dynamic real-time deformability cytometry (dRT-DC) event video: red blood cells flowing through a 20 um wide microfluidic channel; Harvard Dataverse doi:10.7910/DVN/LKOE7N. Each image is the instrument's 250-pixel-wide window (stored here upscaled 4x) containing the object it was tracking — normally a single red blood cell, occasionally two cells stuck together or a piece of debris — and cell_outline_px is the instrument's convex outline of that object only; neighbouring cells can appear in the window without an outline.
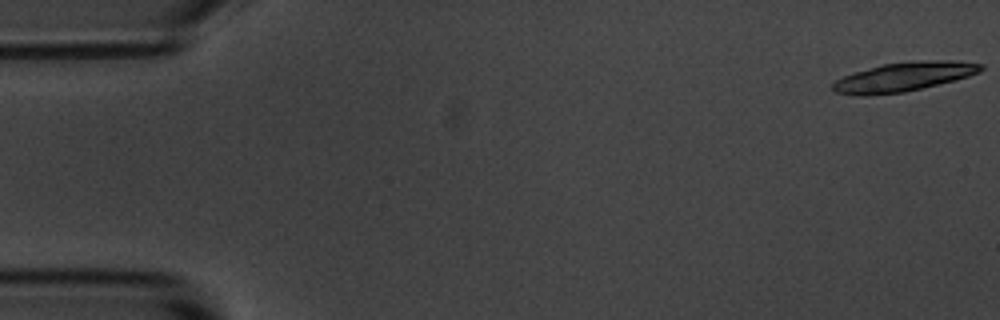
{"species": "common noctule bat (a hibernating species)", "species_latin": "Nyctalus noctula", "temperature_condition": "room temperature", "stored_images_in_passage": 20, "camera_frame_rate_fps": 3000, "um_per_image_px": 0.085, "animal": {"sex": "male", "body_mass_g": 20.1, "forearm_length_mm": 53.5}, "frame": {"image": 1, "passage_image": 1, "time_ms": 0.0, "image_size_px": [1000, 320], "cell_outline_px": [[984, 68], [980, 72], [956, 80], [904, 92], [868, 96], [856, 96], [836, 92], [832, 88], [832, 84], [836, 80], [844, 76], [880, 64], [928, 60], [944, 60], [984, 64]], "centroid_in_image_um": [76.81, 6.54], "position_along_channel_um": 8.2, "area_um2": 25.03}}
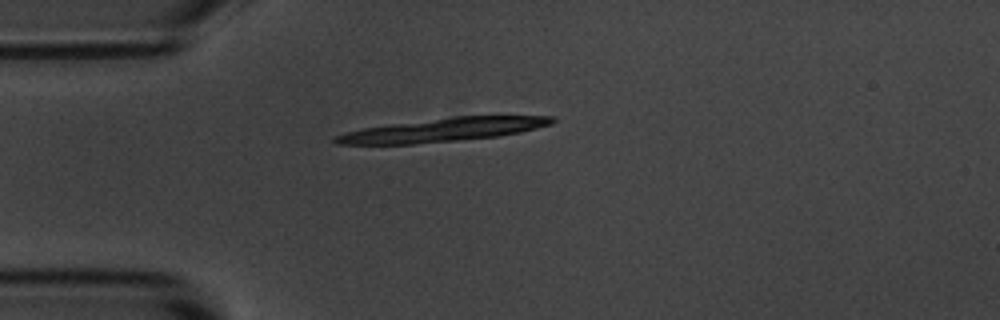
{"frame": {"image": 2, "passage_image": 14, "time_ms": 4.333, "image_size_px": [1000, 320], "cell_outline_px": [[556, 120], [552, 124], [520, 132], [496, 136], [456, 140], [412, 144], [336, 144], [332, 140], [336, 136], [348, 132], [364, 128], [392, 124], [456, 116], [556, 116]], "centroid_in_image_um": [37.7, 11.03], "position_along_channel_um": 47.3, "area_um2": 29.13}}